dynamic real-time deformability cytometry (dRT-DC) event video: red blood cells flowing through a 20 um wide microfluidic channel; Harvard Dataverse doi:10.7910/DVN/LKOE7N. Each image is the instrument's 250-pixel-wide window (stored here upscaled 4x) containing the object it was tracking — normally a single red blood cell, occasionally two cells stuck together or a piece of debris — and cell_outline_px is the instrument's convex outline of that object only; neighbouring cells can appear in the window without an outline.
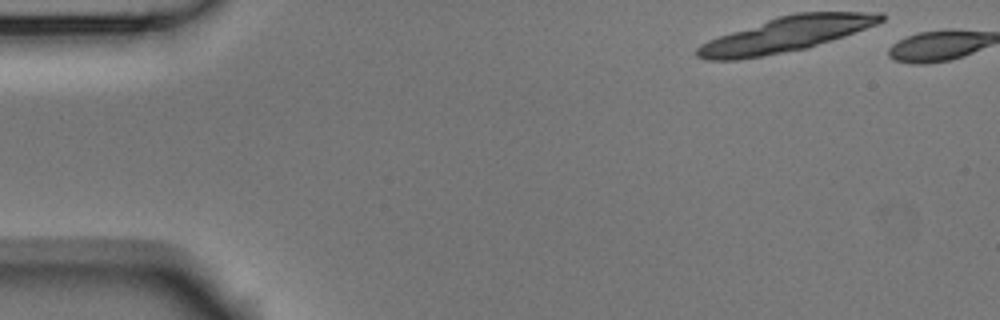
{"species": "Egyptian fruit bat (a non-hibernating species)", "species_latin": "Rousettus aegyptiacus", "temperature_condition": "room temperature", "stored_images_in_passage": 2, "camera_frame_rate_fps": 3000, "um_per_image_px": 0.085, "animal": {"sex": "male"}, "frame": {"image": 1, "passage_image": 1, "time_ms": 0.0, "image_size_px": [1000, 320], "cell_outline_px": [[884, 20], [876, 24], [844, 36], [808, 48], [736, 60], [704, 60], [696, 56], [696, 48], [700, 44], [708, 40], [780, 16], [796, 12], [880, 12], [884, 16]], "centroid_in_image_um": [66.81, 2.93], "position_along_channel_um": 18.2, "area_um2": 36.82}}